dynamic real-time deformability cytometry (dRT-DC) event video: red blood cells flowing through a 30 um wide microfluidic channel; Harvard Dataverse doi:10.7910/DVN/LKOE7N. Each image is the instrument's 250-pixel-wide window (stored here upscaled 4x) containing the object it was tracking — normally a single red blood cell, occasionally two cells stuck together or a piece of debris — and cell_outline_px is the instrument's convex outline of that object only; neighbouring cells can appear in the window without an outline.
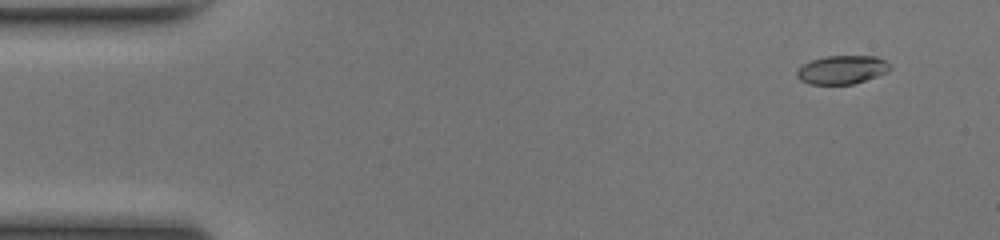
{"species": "common noctule bat (a hibernating species)", "species_latin": "Nyctalus noctula", "temperature_condition": "room temperature", "stored_images_in_passage": 47, "camera_frame_rate_fps": 3000, "um_per_image_px": 0.085, "animal": {"sex": "female", "body_mass_g": 17.0, "forearm_length_mm": 48.0}, "frame": {"image": 1, "passage_image": 1, "time_ms": 0.0, "image_size_px": [1000, 240], "cell_outline_px": [[892, 68], [888, 72], [852, 84], [808, 84], [800, 80], [796, 76], [796, 72], [804, 64], [812, 60], [828, 56], [876, 56], [884, 60]], "centroid_in_image_um": [71.57, 5.93], "position_along_channel_um": 13.4, "area_um2": 15.32}}
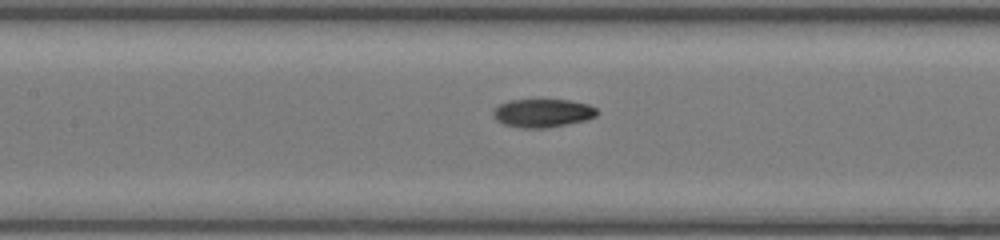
{"frame": {"image": 2, "passage_image": 20, "time_ms": 6.333, "image_size_px": [1000, 240], "cell_outline_px": [[600, 112], [596, 116], [588, 120], [548, 128], [520, 128], [504, 124], [496, 120], [492, 116], [492, 112], [500, 104], [508, 100], [568, 100], [588, 104], [596, 108]], "centroid_in_image_um": [46.14, 9.62], "position_along_channel_um": 161.3, "area_um2": 17.34}}
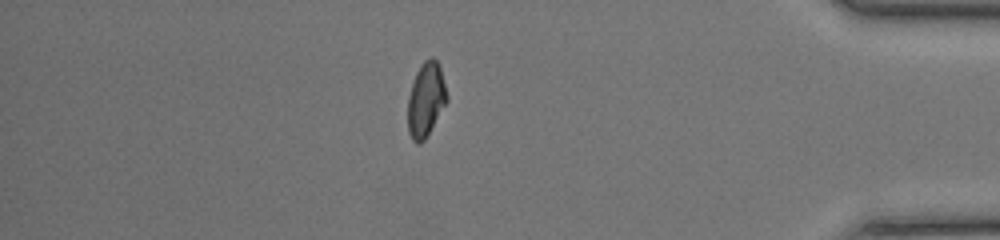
{"frame": {"image": 3, "passage_image": 40, "time_ms": 13.0, "image_size_px": [1000, 240], "cell_outline_px": [[448, 100], [424, 140], [420, 144], [416, 144], [412, 140], [408, 132], [408, 96], [416, 72], [420, 64], [424, 60], [432, 56], [440, 64], [448, 96]], "centroid_in_image_um": [36.2, 8.44], "position_along_channel_um": 399.0, "area_um2": 17.05}}